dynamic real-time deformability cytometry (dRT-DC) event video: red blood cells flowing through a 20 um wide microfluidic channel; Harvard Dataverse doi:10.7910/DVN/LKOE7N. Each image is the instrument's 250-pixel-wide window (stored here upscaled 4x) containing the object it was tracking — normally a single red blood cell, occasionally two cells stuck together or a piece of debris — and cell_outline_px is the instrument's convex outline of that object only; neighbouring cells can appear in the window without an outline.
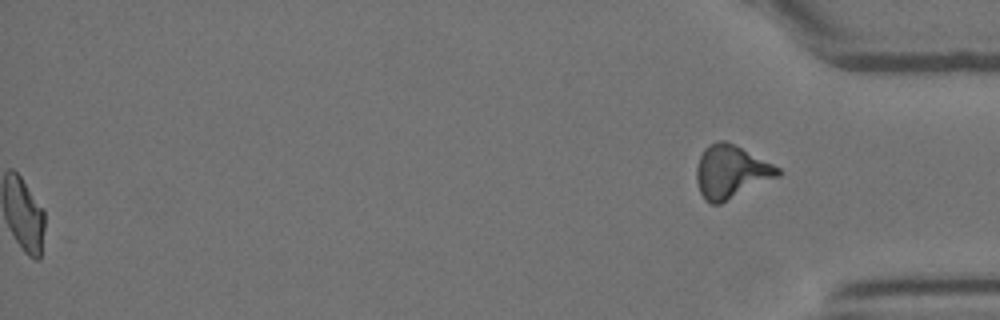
{"species": "Egyptian fruit bat (a non-hibernating species)", "species_latin": "Rousettus aegyptiacus", "temperature_condition": "room temperature", "stored_images_in_passage": 56, "segment_of_instrument_passage": [2, 2], "camera_frame_rate_fps": 3000, "um_per_image_px": 0.085, "animal": {"sex": "female"}, "frame": {"image": 1, "passage_image": 56, "time_ms": 18.333, "image_size_px": [1000, 320], "cell_outline_px": [[780, 176], [720, 204], [712, 204], [704, 200], [700, 192], [696, 180], [696, 168], [700, 156], [704, 148], [708, 144], [716, 140], [724, 140], [780, 168]], "centroid_in_image_um": [62.1, 14.62], "position_along_channel_um": 373.1, "area_um2": 24.97}}